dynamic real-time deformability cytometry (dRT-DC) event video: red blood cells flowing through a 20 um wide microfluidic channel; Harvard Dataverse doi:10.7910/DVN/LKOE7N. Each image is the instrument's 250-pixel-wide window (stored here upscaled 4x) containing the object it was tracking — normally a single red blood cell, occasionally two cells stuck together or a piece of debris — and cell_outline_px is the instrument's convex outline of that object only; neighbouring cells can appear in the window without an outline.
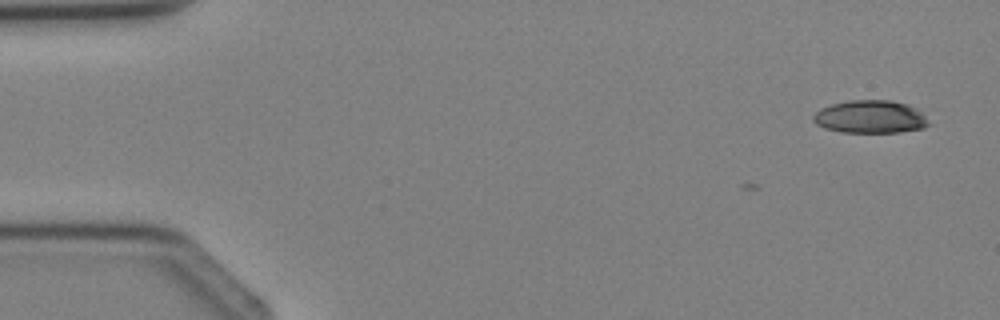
{"species": "Egyptian fruit bat (a non-hibernating species)", "species_latin": "Rousettus aegyptiacus", "temperature_condition": "cold", "stored_images_in_passage": 5, "camera_frame_rate_fps": 3000, "um_per_image_px": 0.085, "animal": {"sex": "female"}, "frame": {"image": 1, "passage_image": 1, "time_ms": 0.0, "image_size_px": [1000, 320], "cell_outline_px": [[928, 124], [924, 128], [900, 132], [840, 132], [824, 128], [816, 124], [812, 120], [812, 116], [820, 108], [832, 104], [848, 100], [892, 100], [908, 104], [916, 108], [924, 116]], "centroid_in_image_um": [73.94, 9.92], "position_along_channel_um": 11.1, "area_um2": 22.14}}
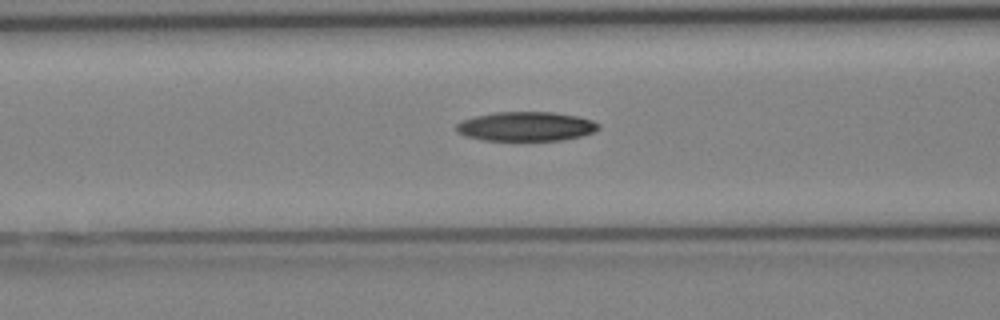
{"frame": {"image": 2, "passage_image": 5, "time_ms": 4.333, "image_size_px": [1000, 320], "cell_outline_px": [[600, 128], [584, 136], [564, 140], [480, 140], [464, 136], [456, 132], [456, 124], [464, 120], [476, 116], [496, 112], [556, 112], [576, 116], [592, 120], [600, 124]], "centroid_in_image_um": [44.72, 10.75], "position_along_channel_um": 121.9, "area_um2": 24.39}}